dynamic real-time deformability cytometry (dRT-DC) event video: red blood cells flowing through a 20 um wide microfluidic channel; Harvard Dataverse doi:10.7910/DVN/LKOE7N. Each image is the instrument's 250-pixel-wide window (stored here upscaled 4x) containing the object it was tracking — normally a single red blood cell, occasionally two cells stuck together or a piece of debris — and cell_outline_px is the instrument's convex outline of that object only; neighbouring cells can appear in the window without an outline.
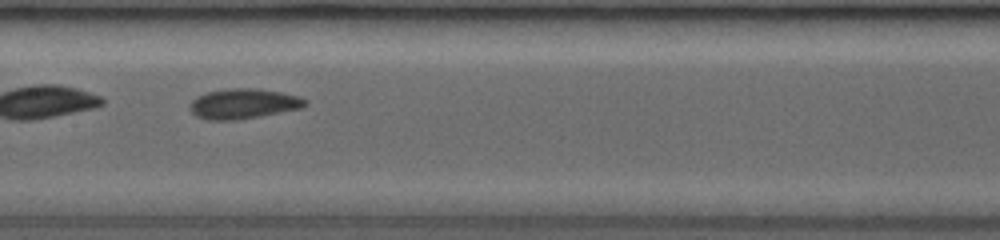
{"species": "common noctule bat (a hibernating species)", "species_latin": "Nyctalus noctula", "temperature_condition": "room temperature", "stored_images_in_passage": 49, "camera_frame_rate_fps": 3000, "um_per_image_px": 0.085, "animal": {"sex": "female", "body_mass_g": 19.0, "forearm_length_mm": 53.3}, "frame": {"image": 1, "passage_image": 16, "time_ms": 7.0, "image_size_px": [1000, 240], "cell_outline_px": [[308, 104], [300, 108], [260, 116], [236, 120], [208, 120], [196, 116], [188, 108], [188, 104], [196, 96], [208, 92], [228, 88], [256, 88], [280, 92], [300, 96], [308, 100]], "centroid_in_image_um": [20.67, 8.81], "position_along_channel_um": 186.7, "area_um2": 20.35}}
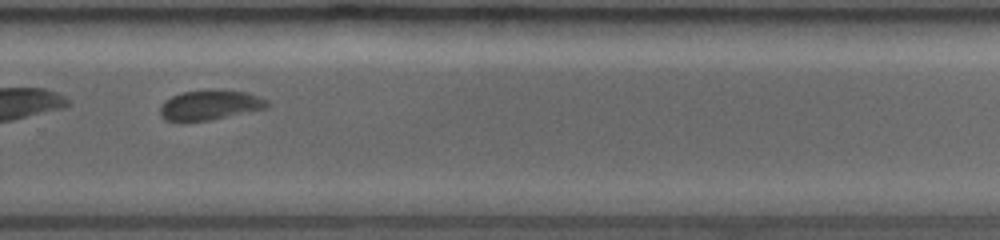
{"frame": {"image": 2, "passage_image": 30, "time_ms": 10.0, "image_size_px": [1000, 240], "cell_outline_px": [[272, 104], [268, 108], [208, 120], [184, 124], [164, 120], [160, 116], [160, 108], [172, 96], [184, 92], [208, 88], [248, 92], [260, 96], [268, 100]], "centroid_in_image_um": [17.87, 8.94], "position_along_channel_um": 311.9, "area_um2": 19.31}}
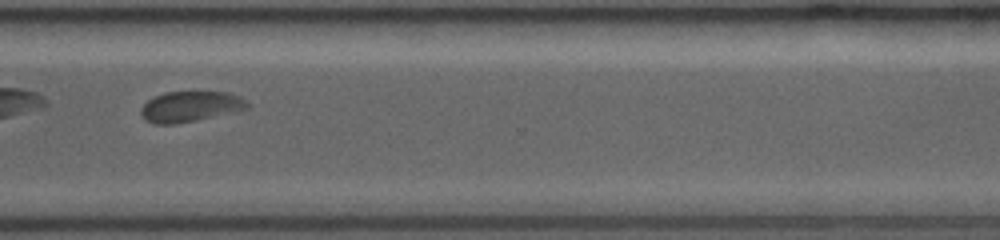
{"frame": {"image": 3, "passage_image": 34, "time_ms": 11.0, "image_size_px": [1000, 240], "cell_outline_px": [[248, 108], [196, 120], [176, 124], [156, 124], [144, 120], [140, 112], [140, 108], [148, 100], [164, 92], [228, 92], [240, 96], [248, 100]], "centroid_in_image_um": [16.15, 9.05], "position_along_channel_um": 354.4, "area_um2": 18.84}, "authors_computed_cell_mechanics": {"area_um2": 19.8832, "velocity_mm_per_s": 4.1836, "shape_relaxation_time_tau1_ms": 2.7799, "shape_relaxation_time_tau2_ms": 1.7367, "deformation_change_tau1": 0.0976, "deformation_change_tau2": 0.0625}}